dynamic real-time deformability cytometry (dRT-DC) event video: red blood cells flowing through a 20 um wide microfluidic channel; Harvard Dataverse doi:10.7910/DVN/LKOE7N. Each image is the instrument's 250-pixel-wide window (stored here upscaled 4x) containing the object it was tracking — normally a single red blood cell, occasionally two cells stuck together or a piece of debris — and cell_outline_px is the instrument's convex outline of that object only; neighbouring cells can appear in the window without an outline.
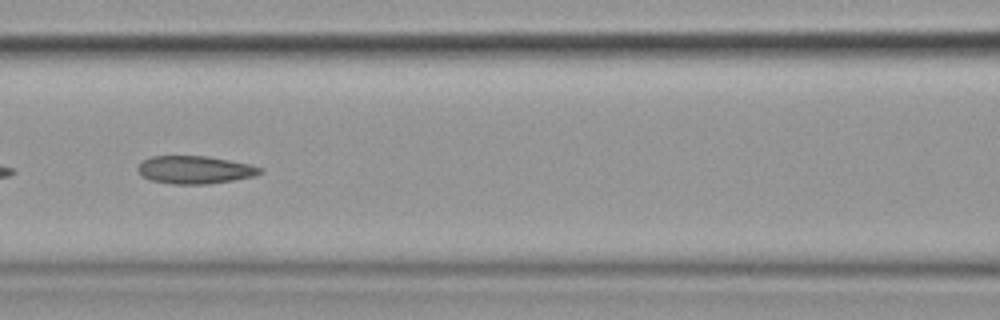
{"species": "common noctule bat (a hibernating species)", "species_latin": "Nyctalus noctula", "temperature_condition": "cold", "stored_images_in_passage": 9, "camera_frame_rate_fps": 3000, "um_per_image_px": 0.085, "animal": {"sex": "female", "body_mass_g": 19.9}, "frame": {"image": 1, "passage_image": 6, "time_ms": 6.0, "image_size_px": [1000, 320], "cell_outline_px": [[264, 172], [256, 176], [232, 180], [204, 184], [172, 184], [152, 180], [140, 176], [136, 168], [144, 160], [152, 156], [208, 156], [248, 164], [264, 168]], "centroid_in_image_um": [16.57, 14.43], "position_along_channel_um": 150.0, "area_um2": 19.83}}
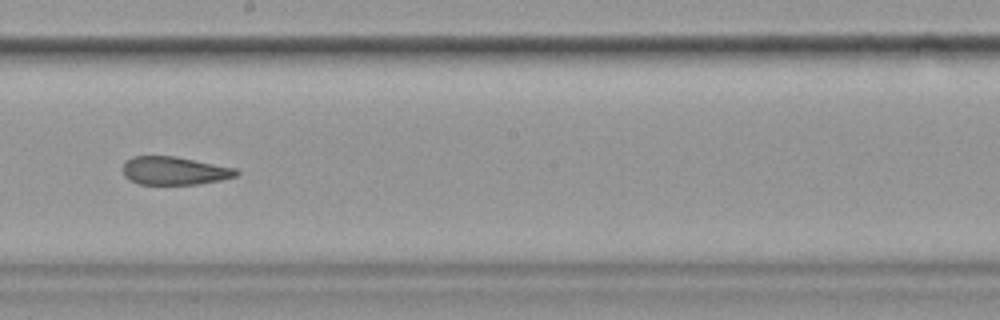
{"frame": {"image": 2, "passage_image": 8, "time_ms": 8.333, "image_size_px": [1000, 320], "cell_outline_px": [[240, 172], [236, 176], [220, 180], [200, 184], [140, 184], [128, 180], [124, 176], [124, 160], [132, 156], [176, 156], [236, 168]], "centroid_in_image_um": [14.82, 14.51], "position_along_channel_um": 233.4, "area_um2": 18.73}}
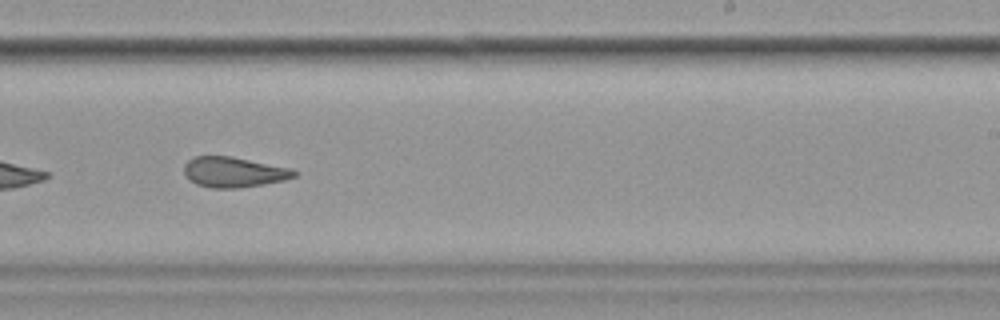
{"frame": {"image": 3, "passage_image": 9, "time_ms": 9.333, "image_size_px": [1000, 320], "cell_outline_px": [[296, 176], [284, 180], [236, 188], [212, 188], [196, 184], [184, 172], [184, 164], [188, 160], [196, 156], [232, 156], [292, 168], [296, 172]], "centroid_in_image_um": [19.87, 14.61], "position_along_channel_um": 269.1, "area_um2": 19.25}}